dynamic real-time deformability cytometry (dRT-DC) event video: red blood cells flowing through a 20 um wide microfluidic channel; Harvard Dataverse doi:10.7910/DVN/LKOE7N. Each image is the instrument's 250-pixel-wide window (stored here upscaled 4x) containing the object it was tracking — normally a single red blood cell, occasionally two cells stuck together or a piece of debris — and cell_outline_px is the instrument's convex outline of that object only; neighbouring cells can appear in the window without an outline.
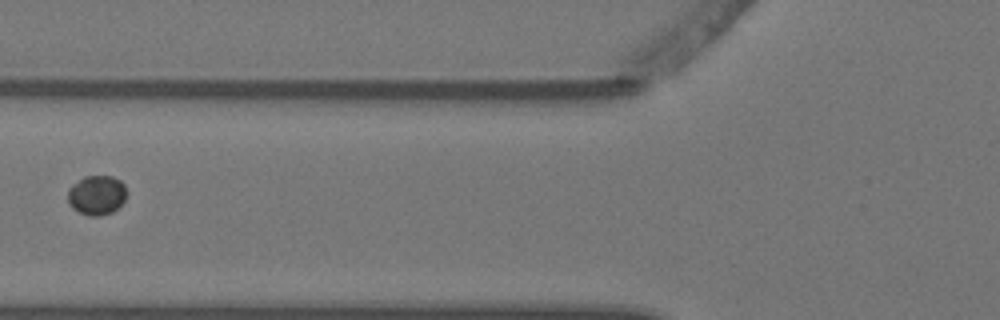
{"species": "Egyptian fruit bat (a non-hibernating species)", "species_latin": "Rousettus aegyptiacus", "temperature_condition": "warm", "stored_images_in_passage": 5, "camera_frame_rate_fps": 3000, "um_per_image_px": 0.085, "animal": {"sex": "female"}, "frame": {"image": 1, "passage_image": 5, "time_ms": 1.333, "image_size_px": [1000, 320], "cell_outline_px": [[124, 200], [112, 212], [100, 216], [88, 216], [72, 208], [68, 204], [68, 188], [72, 184], [84, 176], [112, 176], [120, 180], [124, 184]], "centroid_in_image_um": [8.17, 16.58], "position_along_channel_um": 117.6, "area_um2": 13.47}}